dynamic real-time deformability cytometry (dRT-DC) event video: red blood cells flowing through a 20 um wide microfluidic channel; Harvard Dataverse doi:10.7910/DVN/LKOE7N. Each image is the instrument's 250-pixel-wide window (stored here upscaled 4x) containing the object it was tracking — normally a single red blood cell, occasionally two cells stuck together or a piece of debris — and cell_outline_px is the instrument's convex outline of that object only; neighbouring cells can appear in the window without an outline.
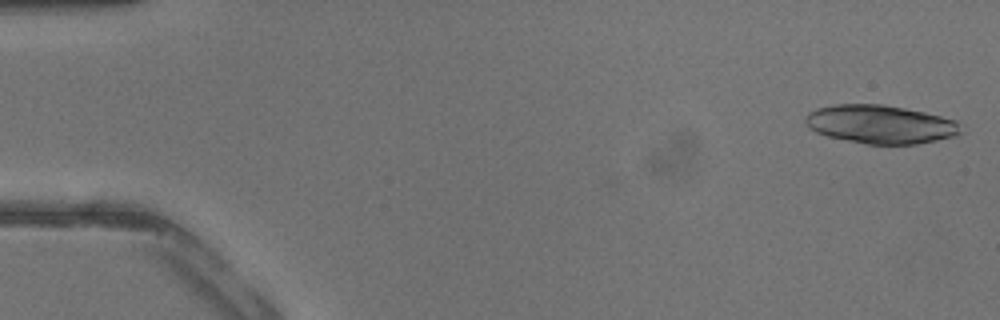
{"species": "common noctule bat (a hibernating species)", "species_latin": "Nyctalus noctula", "temperature_condition": "warm", "stored_images_in_passage": 40, "segment_of_instrument_passage": [1, 2], "camera_frame_rate_fps": 3000, "um_per_image_px": 0.085, "animal": {"sex": "male", "body_mass_g": 13.3}, "frame": {"image": 1, "passage_image": 1, "time_ms": 0.0, "image_size_px": [1000, 320], "cell_outline_px": [[964, 132], [956, 136], [916, 144], [864, 144], [828, 136], [816, 132], [808, 128], [804, 120], [804, 116], [808, 112], [816, 108], [836, 104], [884, 104], [924, 112], [956, 120]], "centroid_in_image_um": [74.82, 10.56], "position_along_channel_um": 10.2, "area_um2": 35.08}}
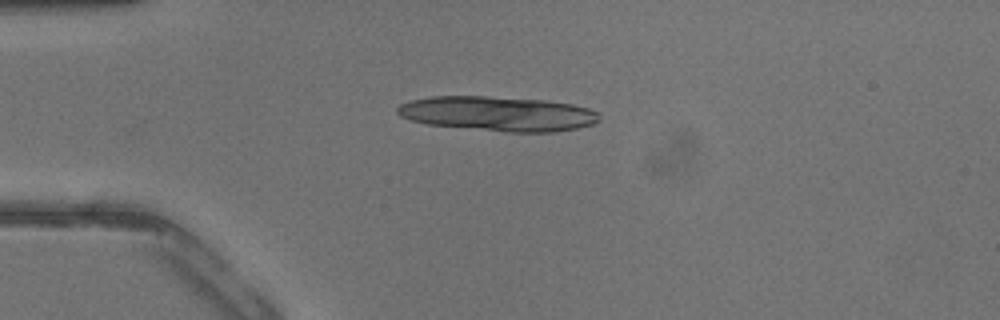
{"frame": {"image": 2, "passage_image": 10, "time_ms": 3.0, "image_size_px": [1000, 320], "cell_outline_px": [[600, 120], [592, 124], [576, 128], [556, 132], [504, 132], [428, 124], [412, 120], [400, 116], [396, 112], [396, 108], [400, 104], [412, 100], [432, 96], [488, 96], [544, 100], [572, 104], [588, 108], [596, 112], [600, 116]], "centroid_in_image_um": [42.32, 9.66], "position_along_channel_um": 42.7, "area_um2": 40.81}}